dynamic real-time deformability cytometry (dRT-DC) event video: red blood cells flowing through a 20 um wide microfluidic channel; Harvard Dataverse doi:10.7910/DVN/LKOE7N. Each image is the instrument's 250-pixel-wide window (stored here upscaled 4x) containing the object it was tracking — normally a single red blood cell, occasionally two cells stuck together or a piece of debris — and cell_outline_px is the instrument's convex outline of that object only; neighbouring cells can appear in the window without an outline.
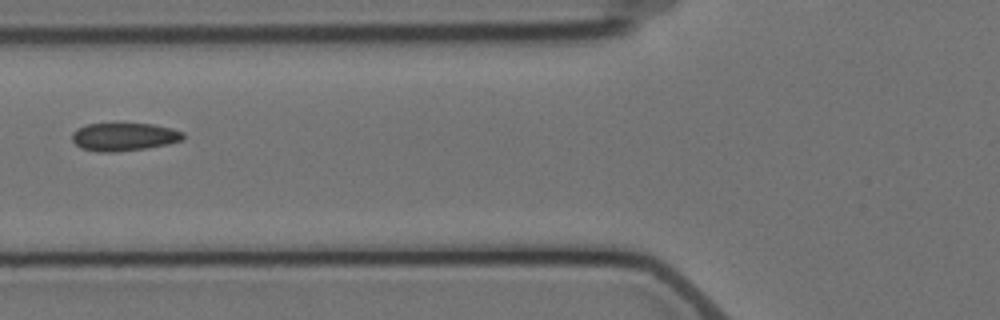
{"species": "Egyptian fruit bat (a non-hibernating species)", "species_latin": "Rousettus aegyptiacus", "temperature_condition": "cold", "stored_images_in_passage": 9, "segment_of_instrument_passage": [2, 2], "camera_frame_rate_fps": 3000, "um_per_image_px": 0.085, "animal": {"sex": "female"}, "frame": {"image": 1, "passage_image": 7, "time_ms": 7.0, "image_size_px": [1000, 320], "cell_outline_px": [[184, 140], [168, 144], [148, 148], [116, 152], [96, 152], [80, 148], [72, 140], [72, 132], [76, 128], [88, 124], [152, 124], [172, 128], [184, 132]], "centroid_in_image_um": [10.54, 11.64], "position_along_channel_um": 115.3, "area_um2": 18.32}}
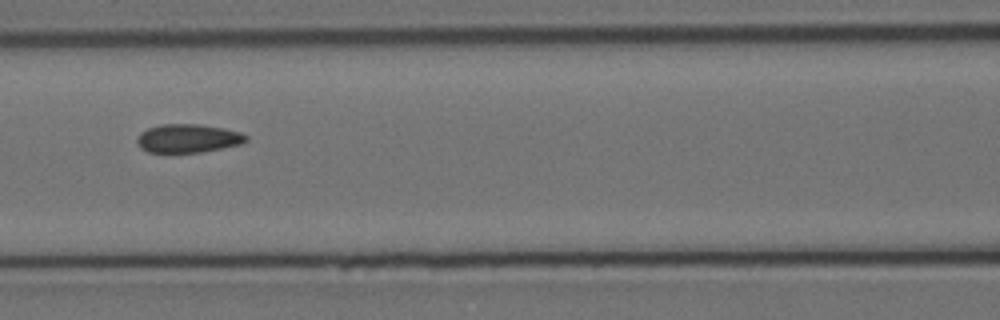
{"frame": {"image": 2, "passage_image": 8, "time_ms": 8.0, "image_size_px": [1000, 320], "cell_outline_px": [[248, 140], [240, 144], [200, 152], [148, 152], [140, 148], [136, 140], [140, 132], [148, 128], [164, 124], [200, 124], [224, 128], [240, 132], [248, 136]], "centroid_in_image_um": [15.97, 11.75], "position_along_channel_um": 150.6, "area_um2": 18.03}}
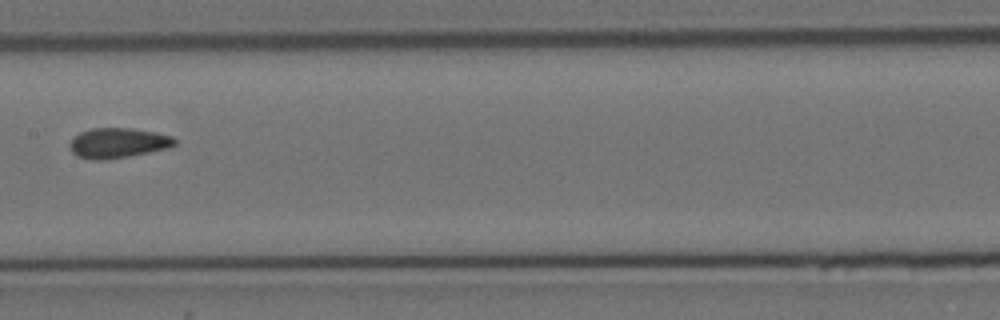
{"frame": {"image": 3, "passage_image": 9, "time_ms": 9.333, "image_size_px": [1000, 320], "cell_outline_px": [[176, 144], [168, 148], [128, 156], [104, 160], [92, 160], [76, 156], [72, 152], [68, 144], [80, 132], [92, 128], [132, 128], [156, 132], [172, 136], [176, 140]], "centroid_in_image_um": [10.02, 12.15], "position_along_channel_um": 197.4, "area_um2": 18.38}}